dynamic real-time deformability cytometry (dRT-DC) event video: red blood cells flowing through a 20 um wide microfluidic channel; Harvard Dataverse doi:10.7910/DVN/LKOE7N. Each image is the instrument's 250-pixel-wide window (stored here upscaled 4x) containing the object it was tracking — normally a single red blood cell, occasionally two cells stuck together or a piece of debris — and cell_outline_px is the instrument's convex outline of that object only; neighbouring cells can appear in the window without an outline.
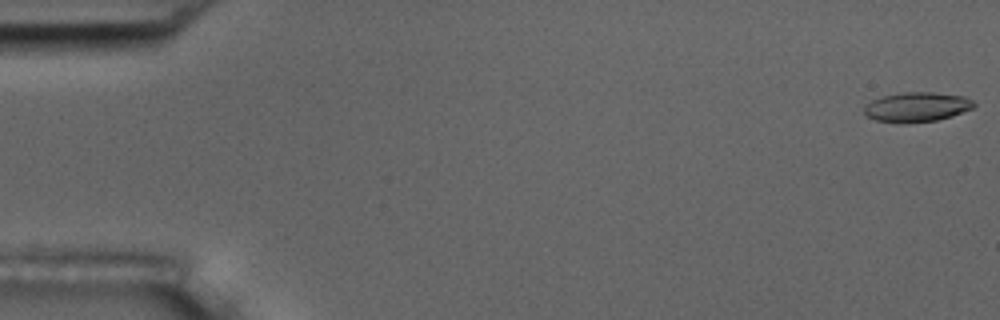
{"species": "common noctule bat (a hibernating species)", "species_latin": "Nyctalus noctula", "temperature_condition": "room temperature", "stored_images_in_passage": 56, "camera_frame_rate_fps": 3000, "um_per_image_px": 0.085, "animal": {"sex": "male", "body_mass_g": 17.5, "forearm_length_mm": 52.3}, "frame": {"image": 1, "passage_image": 1, "time_ms": 0.0, "image_size_px": [1000, 320], "cell_outline_px": [[976, 104], [972, 108], [936, 120], [904, 124], [876, 120], [868, 116], [864, 112], [864, 108], [872, 100], [884, 96], [904, 92], [932, 92], [964, 96], [972, 100]], "centroid_in_image_um": [77.91, 9.09], "position_along_channel_um": 7.1, "area_um2": 18.67}}
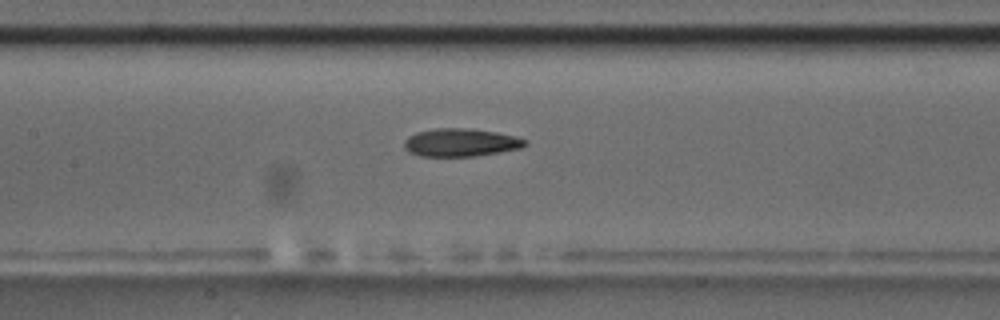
{"frame": {"image": 2, "passage_image": 26, "time_ms": 8.333, "image_size_px": [1000, 320], "cell_outline_px": [[528, 144], [520, 148], [500, 152], [476, 156], [420, 156], [408, 152], [404, 148], [404, 140], [408, 136], [416, 132], [432, 128], [468, 128], [496, 132], [516, 136], [528, 140]], "centroid_in_image_um": [39.15, 12.11], "position_along_channel_um": 168.3, "area_um2": 19.94}}
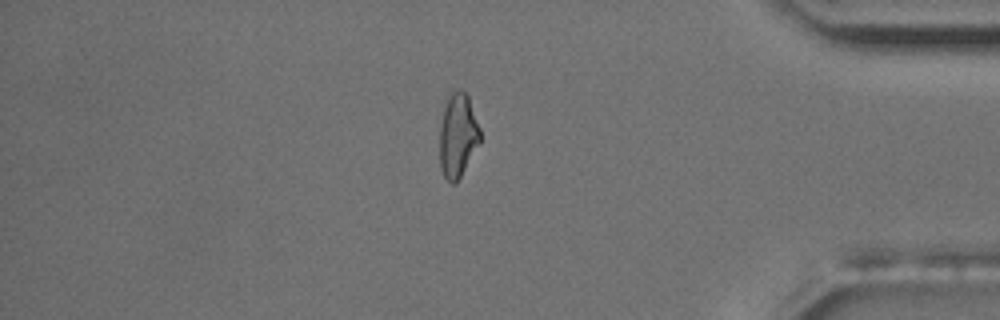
{"frame": {"image": 3, "passage_image": 47, "time_ms": 15.333, "image_size_px": [1000, 320], "cell_outline_px": [[480, 144], [456, 184], [452, 184], [444, 176], [440, 168], [440, 124], [448, 92], [464, 92], [468, 96], [480, 128]], "centroid_in_image_um": [38.91, 11.55], "position_along_channel_um": 396.3, "area_um2": 19.83}, "authors_computed_cell_mechanics": {"area_um2": 19.6809, "velocity_mm_per_s": 3.6898, "shape_relaxation_time_tau1_ms": null, "shape_relaxation_time_tau2_ms": 3.7307, "deformation_change_tau1": null, "deformation_change_tau2": 0.1261}}